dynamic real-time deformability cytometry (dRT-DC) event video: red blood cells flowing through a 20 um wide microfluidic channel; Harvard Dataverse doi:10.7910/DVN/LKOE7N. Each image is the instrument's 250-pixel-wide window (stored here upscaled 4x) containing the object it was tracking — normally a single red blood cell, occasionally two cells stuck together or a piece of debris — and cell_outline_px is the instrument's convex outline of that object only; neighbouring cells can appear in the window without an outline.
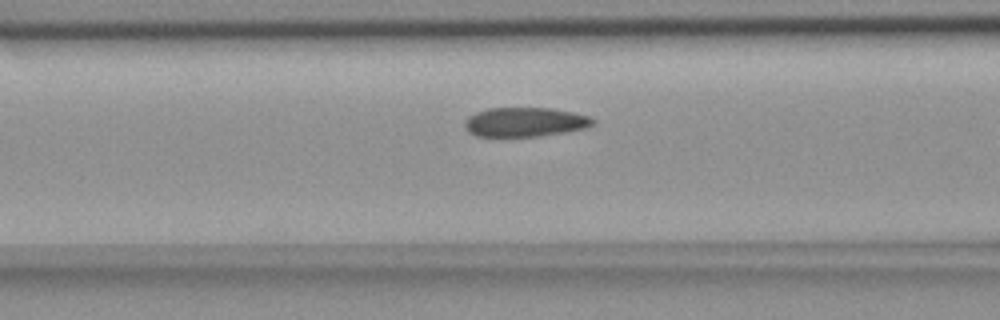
{"species": "common noctule bat (a hibernating species)", "species_latin": "Nyctalus noctula", "temperature_condition": "room temperature", "stored_images_in_passage": 18, "camera_frame_rate_fps": 3000, "um_per_image_px": 0.085, "animal": {"sex": "female", "body_mass_g": 18.4}, "frame": {"image": 1, "passage_image": 16, "time_ms": 5.0, "image_size_px": [1000, 320], "cell_outline_px": [[596, 120], [592, 124], [584, 128], [564, 132], [540, 136], [476, 136], [468, 132], [464, 128], [464, 120], [468, 116], [476, 112], [488, 108], [552, 108], [572, 112], [588, 116]], "centroid_in_image_um": [44.57, 10.37], "position_along_channel_um": 122.0, "area_um2": 21.85}}